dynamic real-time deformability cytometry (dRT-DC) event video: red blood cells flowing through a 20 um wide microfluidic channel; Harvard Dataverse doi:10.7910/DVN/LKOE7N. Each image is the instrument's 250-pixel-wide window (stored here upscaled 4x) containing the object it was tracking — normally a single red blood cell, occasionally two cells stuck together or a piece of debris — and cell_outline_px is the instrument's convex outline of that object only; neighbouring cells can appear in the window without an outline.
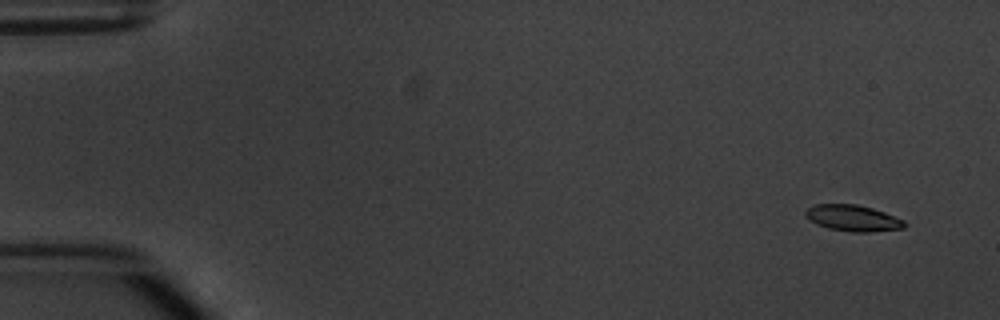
{"species": "common noctule bat (a hibernating species)", "species_latin": "Nyctalus noctula", "temperature_condition": "warm", "stored_images_in_passage": 5, "segment_of_instrument_passage": [1, 2], "camera_frame_rate_fps": 3000, "um_per_image_px": 0.085, "animal": {"sex": "male", "body_mass_g": 20.1, "forearm_length_mm": 53.5}, "frame": {"image": 1, "passage_image": 1, "time_ms": 0.0, "image_size_px": [1000, 320], "cell_outline_px": [[908, 224], [904, 228], [868, 232], [852, 232], [828, 228], [816, 224], [804, 216], [804, 212], [808, 208], [816, 204], [856, 204], [872, 208], [884, 212], [904, 220]], "centroid_in_image_um": [72.49, 18.54], "position_along_channel_um": 12.5, "area_um2": 15.14}}
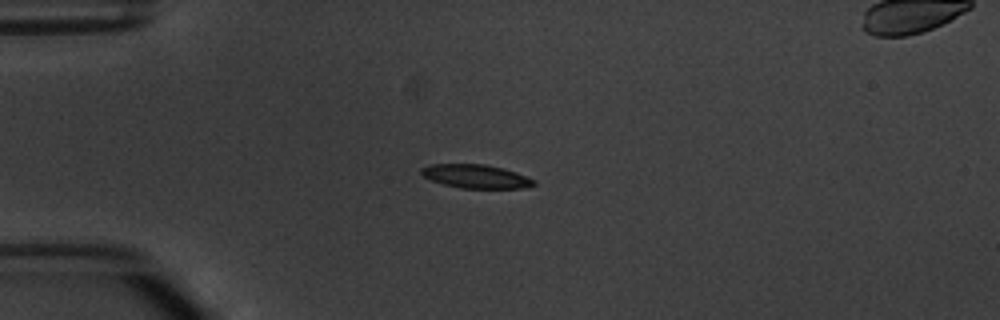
{"frame": {"image": 2, "passage_image": 4, "time_ms": 3.667, "image_size_px": [1000, 320], "cell_outline_px": [[536, 184], [520, 188], [460, 188], [444, 184], [432, 180], [424, 176], [420, 172], [420, 168], [428, 164], [484, 164], [504, 168], [516, 172], [536, 180]], "centroid_in_image_um": [40.44, 14.98], "position_along_channel_um": 44.6, "area_um2": 15.49}}